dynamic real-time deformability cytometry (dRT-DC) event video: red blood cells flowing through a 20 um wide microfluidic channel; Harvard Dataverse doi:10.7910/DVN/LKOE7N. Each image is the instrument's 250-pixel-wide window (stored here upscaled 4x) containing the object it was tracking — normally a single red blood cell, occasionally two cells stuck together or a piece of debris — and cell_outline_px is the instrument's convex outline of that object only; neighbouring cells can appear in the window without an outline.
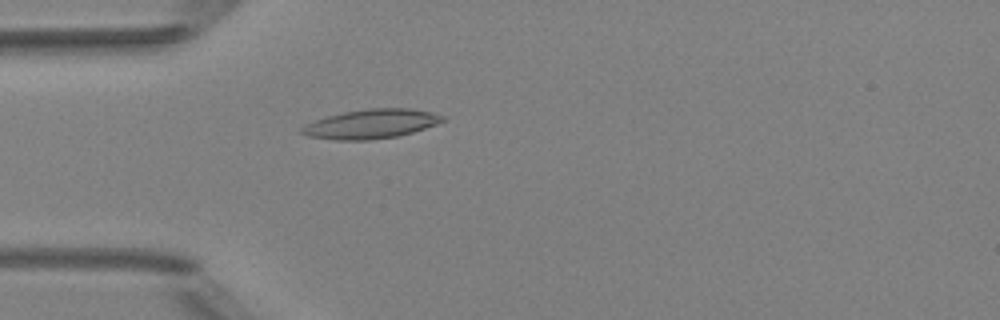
{"species": "Egyptian fruit bat (a non-hibernating species)", "species_latin": "Rousettus aegyptiacus", "temperature_condition": "room temperature", "stored_images_in_passage": 4, "camera_frame_rate_fps": 3000, "um_per_image_px": 0.085, "animal": {"sex": "female"}, "frame": {"image": 1, "passage_image": 4, "time_ms": 3.333, "image_size_px": [1000, 320], "cell_outline_px": [[444, 120], [436, 124], [412, 132], [396, 136], [368, 140], [336, 140], [308, 136], [300, 132], [300, 128], [304, 124], [328, 116], [344, 112], [368, 108], [412, 108], [432, 112], [444, 116]], "centroid_in_image_um": [31.53, 10.53], "position_along_channel_um": 53.5, "area_um2": 23.87}}